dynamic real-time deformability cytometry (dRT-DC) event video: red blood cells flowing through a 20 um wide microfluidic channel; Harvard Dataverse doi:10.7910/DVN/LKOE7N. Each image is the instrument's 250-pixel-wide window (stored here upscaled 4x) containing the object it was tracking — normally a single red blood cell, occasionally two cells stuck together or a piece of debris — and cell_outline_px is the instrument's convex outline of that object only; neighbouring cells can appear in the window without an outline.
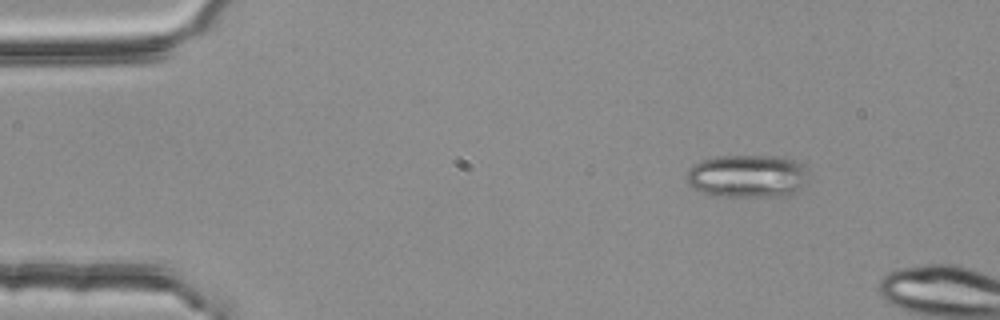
{"species": "common noctule bat (a hibernating species)", "species_latin": "Nyctalus noctula", "temperature_condition": "room temperature", "stored_images_in_passage": 2, "camera_frame_rate_fps": 3000, "um_per_image_px": 0.085, "animal": {"sex": "female", "body_mass_g": 25.1}, "frame": {"image": 1, "passage_image": 1, "time_ms": 0.0, "image_size_px": [1000, 320], "cell_outline_px": [[808, 184], [796, 192], [784, 196], [716, 196], [692, 188], [684, 180], [684, 176], [688, 168], [692, 164], [700, 160], [716, 156], [784, 156], [800, 164], [804, 168]], "centroid_in_image_um": [63.47, 14.97], "position_along_channel_um": 21.5, "area_um2": 30.92}}